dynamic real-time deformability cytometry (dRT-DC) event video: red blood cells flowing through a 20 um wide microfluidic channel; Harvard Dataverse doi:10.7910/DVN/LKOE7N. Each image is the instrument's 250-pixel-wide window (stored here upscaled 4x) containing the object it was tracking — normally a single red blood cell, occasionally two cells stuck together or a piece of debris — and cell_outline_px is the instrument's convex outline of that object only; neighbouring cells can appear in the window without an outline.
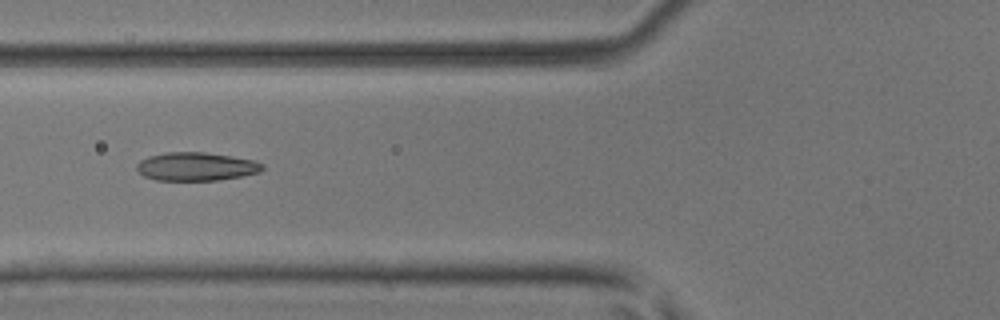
{"species": "common noctule bat (a hibernating species)", "species_latin": "Nyctalus noctula", "temperature_condition": "room temperature", "stored_images_in_passage": 6, "camera_frame_rate_fps": 3000, "um_per_image_px": 0.085, "animal": {"sex": "male", "body_mass_g": 17.9, "forearm_length_mm": 54.2}, "frame": {"image": 1, "passage_image": 5, "time_ms": 1.333, "image_size_px": [1000, 320], "cell_outline_px": [[264, 168], [260, 172], [240, 176], [216, 180], [156, 180], [144, 176], [136, 168], [136, 164], [140, 160], [148, 156], [164, 152], [204, 152], [252, 160], [264, 164]], "centroid_in_image_um": [16.64, 14.15], "position_along_channel_um": 109.2, "area_um2": 20.63}}
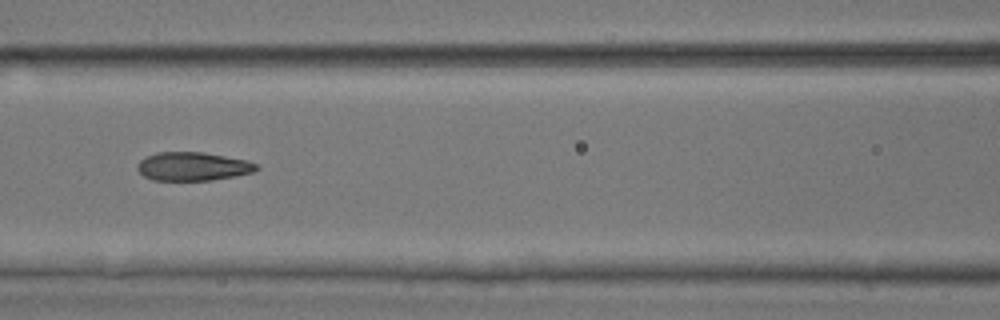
{"frame": {"image": 2, "passage_image": 6, "time_ms": 1.667, "image_size_px": [1000, 320], "cell_outline_px": [[260, 168], [252, 172], [236, 176], [212, 180], [152, 180], [144, 176], [136, 168], [136, 164], [140, 160], [156, 152], [204, 152], [248, 160], [256, 164]], "centroid_in_image_um": [16.39, 14.14], "position_along_channel_um": 150.2, "area_um2": 19.88}}